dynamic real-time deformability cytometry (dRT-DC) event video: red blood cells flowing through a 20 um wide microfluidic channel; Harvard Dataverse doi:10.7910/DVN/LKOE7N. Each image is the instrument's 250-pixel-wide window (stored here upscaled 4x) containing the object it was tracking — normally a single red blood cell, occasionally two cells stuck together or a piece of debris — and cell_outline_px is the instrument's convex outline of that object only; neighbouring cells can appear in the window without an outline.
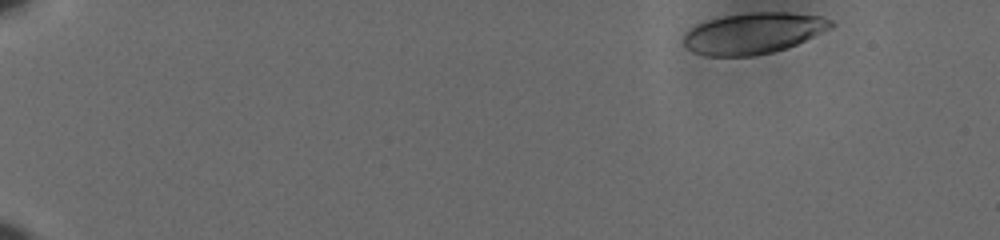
{"species": "human", "species_latin": "Homo sapiens", "temperature_condition": "cold", "stored_images_in_passage": 50, "camera_frame_rate_fps": 3000, "um_per_image_px": 0.085, "donor": {"sex": "male"}, "frame": {"image": 1, "passage_image": 1, "time_ms": 0.0, "image_size_px": [1000, 240], "cell_outline_px": [[836, 24], [832, 28], [788, 48], [756, 56], [704, 56], [692, 52], [684, 44], [684, 32], [688, 28], [696, 24], [708, 20], [724, 16], [748, 12], [788, 12], [820, 16], [832, 20]], "centroid_in_image_um": [64.03, 2.83], "position_along_channel_um": 21.0, "area_um2": 35.66}}
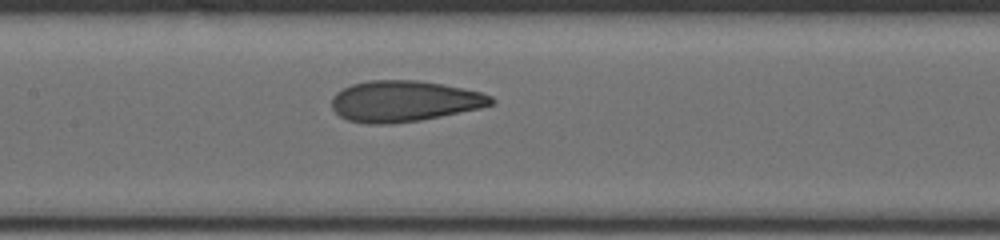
{"frame": {"image": 2, "passage_image": 26, "time_ms": 8.333, "image_size_px": [1000, 240], "cell_outline_px": [[496, 100], [492, 104], [480, 108], [420, 120], [392, 124], [368, 124], [348, 120], [340, 116], [332, 108], [332, 96], [336, 92], [352, 84], [368, 80], [416, 80], [464, 88], [480, 92], [492, 96]], "centroid_in_image_um": [34.34, 8.6], "position_along_channel_um": 173.1, "area_um2": 38.03}}
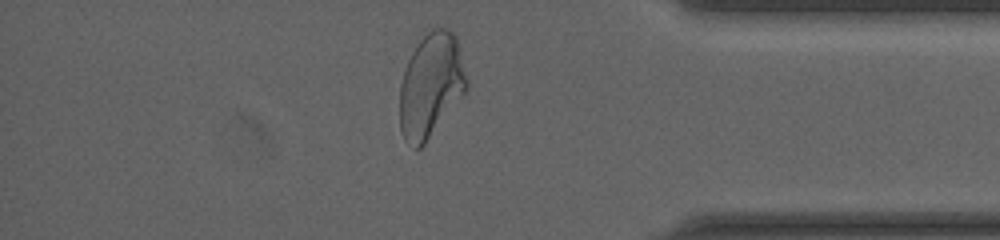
{"frame": {"image": 3, "passage_image": 46, "time_ms": 15.0, "image_size_px": [1000, 240], "cell_outline_px": [[468, 88], [424, 144], [420, 148], [416, 148], [404, 140], [400, 128], [400, 84], [404, 68], [412, 52], [420, 40], [432, 28], [448, 28], [456, 36], [468, 80]], "centroid_in_image_um": [36.62, 7.24], "position_along_channel_um": 398.6, "area_um2": 40.34}, "authors_computed_cell_mechanics": {"area_um2": 37.3099, "velocity_mm_per_s": 3.6262, "shape_relaxation_time_tau1_ms": 5.1371, "shape_relaxation_time_tau2_ms": 1.1369, "deformation_change_tau1": 0.1724, "deformation_change_tau2": 0.0808}}